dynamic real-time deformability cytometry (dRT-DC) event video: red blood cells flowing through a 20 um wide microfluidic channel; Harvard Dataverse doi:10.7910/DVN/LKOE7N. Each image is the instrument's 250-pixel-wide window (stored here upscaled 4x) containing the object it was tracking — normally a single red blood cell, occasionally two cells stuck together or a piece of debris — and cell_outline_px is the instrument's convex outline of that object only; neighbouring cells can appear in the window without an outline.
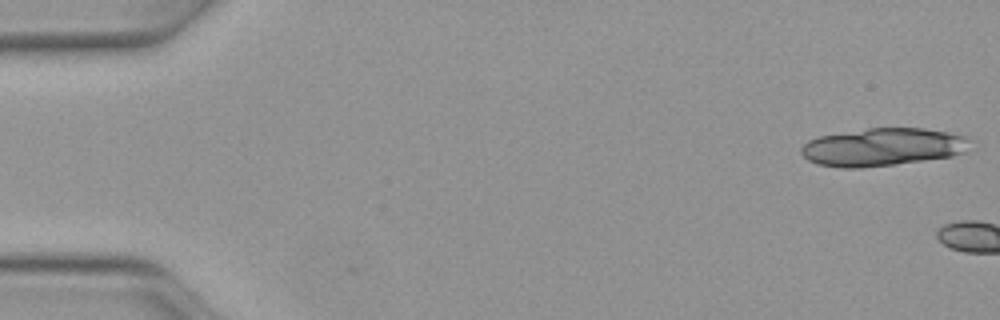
{"species": "Egyptian fruit bat (a non-hibernating species)", "species_latin": "Rousettus aegyptiacus", "temperature_condition": "warm", "stored_images_in_passage": 4, "camera_frame_rate_fps": 3000, "um_per_image_px": 0.085, "animal": {"sex": "female"}, "frame": {"image": 1, "passage_image": 1, "time_ms": 0.0, "image_size_px": [1000, 320], "cell_outline_px": [[976, 140], [964, 152], [952, 156], [896, 164], [860, 168], [840, 168], [816, 164], [808, 160], [800, 152], [800, 148], [808, 140], [820, 136], [868, 128], [924, 128], [948, 132], [964, 136]], "centroid_in_image_um": [75.05, 12.5], "position_along_channel_um": 9.9, "area_um2": 37.51}}